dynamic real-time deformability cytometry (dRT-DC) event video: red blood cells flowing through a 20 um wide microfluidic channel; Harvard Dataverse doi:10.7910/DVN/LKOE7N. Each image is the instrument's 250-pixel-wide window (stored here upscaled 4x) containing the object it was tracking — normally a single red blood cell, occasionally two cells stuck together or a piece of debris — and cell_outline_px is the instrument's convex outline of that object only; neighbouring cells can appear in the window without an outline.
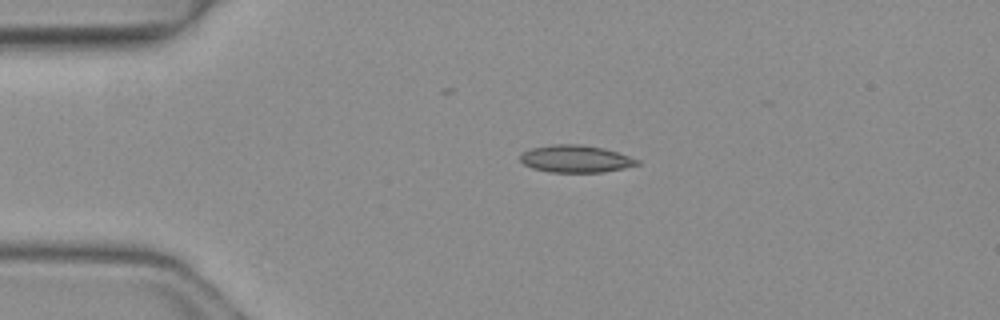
{"species": "common noctule bat (a hibernating species)", "species_latin": "Nyctalus noctula", "temperature_condition": "warm", "stored_images_in_passage": 2, "camera_frame_rate_fps": 3000, "um_per_image_px": 0.085, "animal": {"sex": "female", "body_mass_g": 19.3, "forearm_length_mm": 54.1}, "frame": {"image": 1, "passage_image": 1, "time_ms": 0.0, "image_size_px": [1000, 320], "cell_outline_px": [[640, 164], [624, 168], [604, 172], [548, 172], [532, 168], [524, 164], [520, 160], [520, 156], [524, 152], [532, 148], [552, 144], [580, 144], [604, 148], [640, 160]], "centroid_in_image_um": [48.93, 13.5], "position_along_channel_um": 36.1, "area_um2": 18.55}}